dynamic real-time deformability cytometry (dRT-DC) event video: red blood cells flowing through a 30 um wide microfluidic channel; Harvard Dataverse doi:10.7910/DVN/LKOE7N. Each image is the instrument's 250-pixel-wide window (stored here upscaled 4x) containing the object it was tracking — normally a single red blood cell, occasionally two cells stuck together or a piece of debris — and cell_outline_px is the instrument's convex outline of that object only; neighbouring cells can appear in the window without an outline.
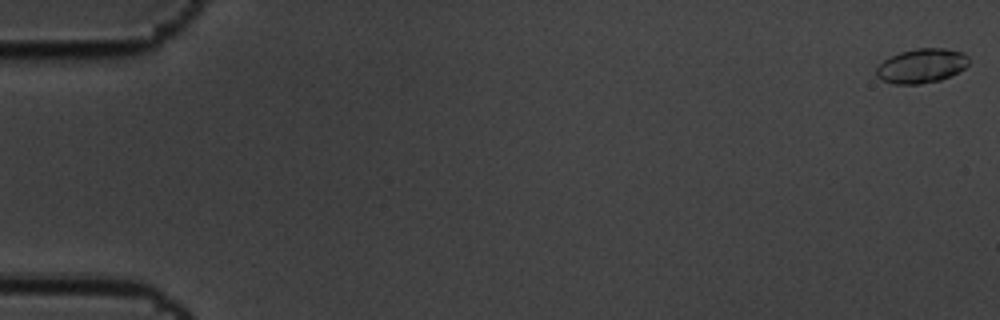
{"species": "common noctule bat (a hibernating species)", "species_latin": "Nyctalus noctula", "temperature_condition": "cold", "stored_images_in_passage": 60, "camera_frame_rate_fps": 3000, "um_per_image_px": 0.085, "animal": {"sex": "male", "body_mass_g": 19.5, "forearm_length_mm": 54.6}, "frame": {"image": 1, "passage_image": 1, "time_ms": 0.0, "image_size_px": [1000, 320], "cell_outline_px": [[968, 64], [964, 68], [940, 80], [920, 84], [892, 84], [880, 80], [876, 76], [876, 68], [884, 60], [900, 52], [916, 48], [944, 48], [964, 52], [968, 56]], "centroid_in_image_um": [78.31, 5.59], "position_along_channel_um": 6.7, "area_um2": 18.5}}
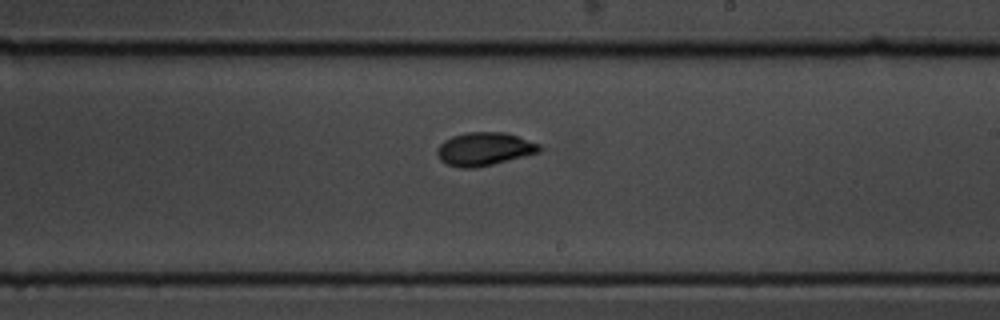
{"frame": {"image": 2, "passage_image": 36, "time_ms": 11.667, "image_size_px": [1000, 320], "cell_outline_px": [[544, 148], [540, 152], [476, 168], [460, 168], [448, 164], [440, 160], [436, 152], [436, 148], [444, 140], [452, 136], [468, 132], [504, 132], [540, 144]], "centroid_in_image_um": [41.15, 12.66], "position_along_channel_um": 247.8, "area_um2": 19.77}}
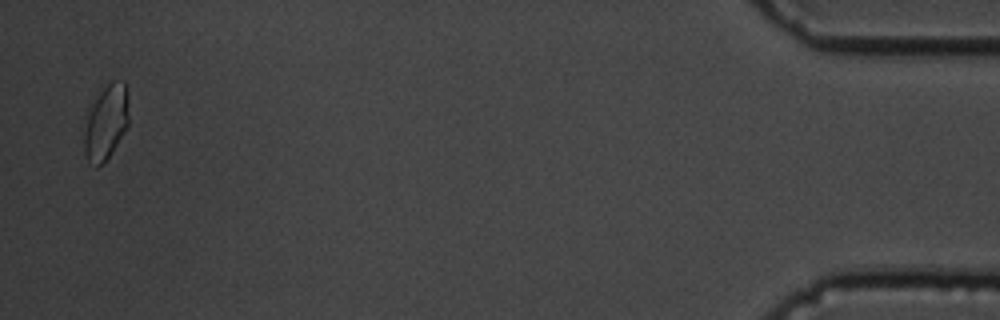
{"frame": {"image": 3, "passage_image": 59, "time_ms": 19.333, "image_size_px": [1000, 320], "cell_outline_px": [[128, 128], [112, 152], [96, 168], [88, 164], [84, 152], [80, 128], [88, 104], [112, 80], [124, 80], [128, 88]], "centroid_in_image_um": [8.94, 10.39], "position_along_channel_um": 426.3, "area_um2": 20.87}, "authors_computed_cell_mechanics": {"area_um2": 18.5538, "velocity_mm_per_s": 3.414, "shape_relaxation_time_tau1_ms": 4.8212, "shape_relaxation_time_tau2_ms": 1.22, "deformation_change_tau1": 0.1532, "deformation_change_tau2": 0.0507}}